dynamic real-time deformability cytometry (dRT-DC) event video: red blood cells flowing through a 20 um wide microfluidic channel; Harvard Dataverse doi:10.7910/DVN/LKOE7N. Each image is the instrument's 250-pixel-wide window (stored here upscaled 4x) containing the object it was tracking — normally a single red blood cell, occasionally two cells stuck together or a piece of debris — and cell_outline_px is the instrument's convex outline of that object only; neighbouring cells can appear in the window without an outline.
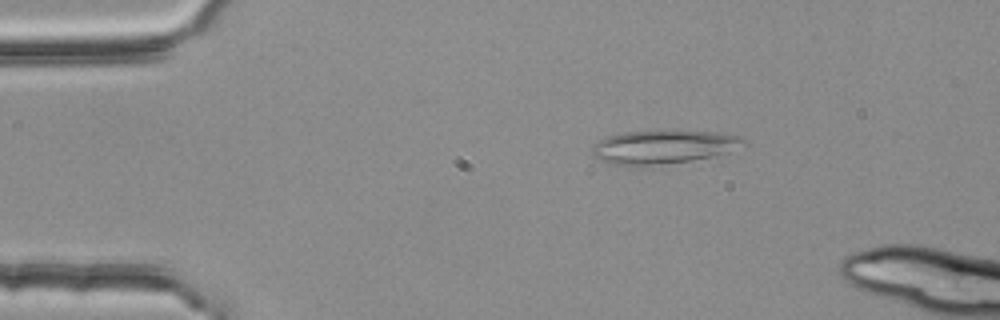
{"species": "common noctule bat (a hibernating species)", "species_latin": "Nyctalus noctula", "temperature_condition": "room temperature", "stored_images_in_passage": 11, "camera_frame_rate_fps": 3000, "um_per_image_px": 0.085, "animal": {"sex": "female", "body_mass_g": 25.1}, "frame": {"image": 1, "passage_image": 5, "time_ms": 1.333, "image_size_px": [1000, 320], "cell_outline_px": [[748, 144], [712, 156], [692, 160], [628, 168], [608, 164], [596, 156], [592, 152], [592, 148], [600, 140], [608, 136], [624, 132], [676, 128], [716, 132], [744, 136], [748, 140]], "centroid_in_image_um": [56.42, 12.46], "position_along_channel_um": 28.6, "area_um2": 30.69}}